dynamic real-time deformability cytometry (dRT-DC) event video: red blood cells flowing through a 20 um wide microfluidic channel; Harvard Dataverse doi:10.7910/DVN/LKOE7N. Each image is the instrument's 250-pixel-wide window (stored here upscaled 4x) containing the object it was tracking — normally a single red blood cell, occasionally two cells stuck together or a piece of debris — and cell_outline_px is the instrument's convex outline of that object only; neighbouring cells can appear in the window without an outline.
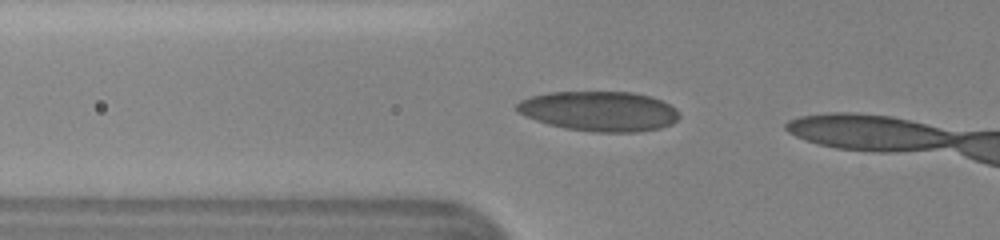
{"species": "human", "species_latin": "Homo sapiens", "temperature_condition": "cold", "stored_images_in_passage": 15, "camera_frame_rate_fps": 3000, "um_per_image_px": 0.085, "donor": {"sex": "female"}, "frame": {"image": 1, "passage_image": 12, "time_ms": 3.667, "image_size_px": [1000, 240], "cell_outline_px": [[680, 116], [672, 124], [660, 128], [636, 132], [596, 132], [564, 128], [548, 124], [524, 116], [516, 112], [516, 104], [520, 100], [532, 96], [548, 92], [632, 92], [652, 96], [676, 108], [680, 112]], "centroid_in_image_um": [50.93, 9.45], "position_along_channel_um": 74.9, "area_um2": 37.97}}